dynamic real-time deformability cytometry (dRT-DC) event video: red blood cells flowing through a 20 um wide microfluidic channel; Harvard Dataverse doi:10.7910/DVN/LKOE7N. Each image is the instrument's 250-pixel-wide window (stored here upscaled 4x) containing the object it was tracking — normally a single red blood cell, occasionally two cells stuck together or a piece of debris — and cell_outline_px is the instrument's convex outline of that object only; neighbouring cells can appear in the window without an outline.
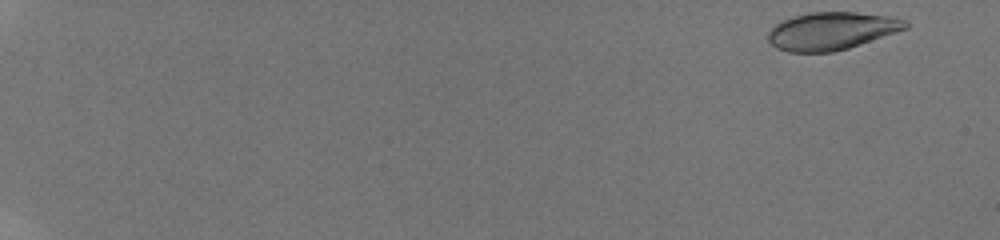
{"species": "human", "species_latin": "Homo sapiens", "temperature_condition": "room temperature", "stored_images_in_passage": 55, "camera_frame_rate_fps": 3000, "um_per_image_px": 0.085, "donor": {"sex": "male"}, "frame": {"image": 1, "passage_image": 2, "time_ms": 0.333, "image_size_px": [1000, 240], "cell_outline_px": [[908, 28], [848, 48], [832, 52], [788, 52], [776, 48], [768, 40], [768, 32], [776, 24], [792, 16], [808, 12], [856, 12], [892, 16], [908, 20]], "centroid_in_image_um": [70.7, 2.62], "position_along_channel_um": 14.3, "area_um2": 30.23}}
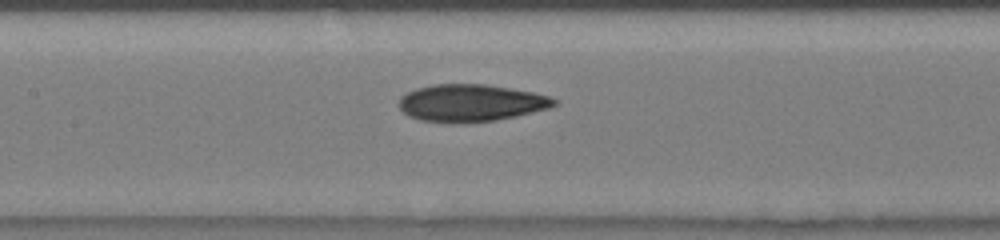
{"frame": {"image": 2, "passage_image": 30, "time_ms": 9.667, "image_size_px": [1000, 240], "cell_outline_px": [[560, 104], [548, 108], [516, 116], [496, 120], [420, 120], [408, 116], [400, 108], [400, 96], [416, 88], [432, 84], [484, 84], [532, 92], [548, 96], [556, 100]], "centroid_in_image_um": [40.04, 8.71], "position_along_channel_um": 167.4, "area_um2": 32.6}}
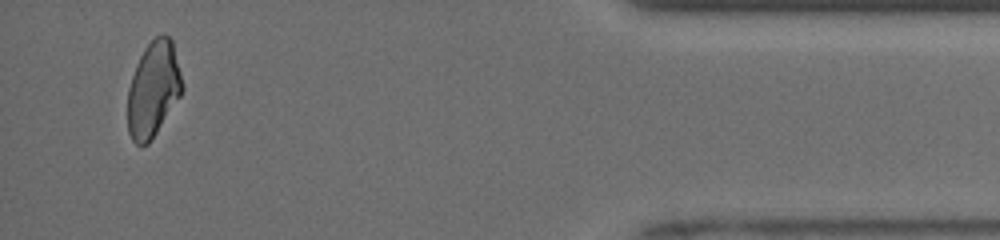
{"frame": {"image": 3, "passage_image": 53, "time_ms": 17.333, "image_size_px": [1000, 240], "cell_outline_px": [[184, 88], [180, 96], [148, 144], [136, 144], [132, 140], [128, 132], [128, 88], [136, 64], [144, 48], [156, 36], [164, 32], [172, 40], [184, 84]], "centroid_in_image_um": [13.04, 7.55], "position_along_channel_um": 422.2, "area_um2": 30.23}, "authors_computed_cell_mechanics": {"area_um2": 32.079, "velocity_mm_per_s": 3.9568, "shape_relaxation_time_tau1_ms": null, "shape_relaxation_time_tau2_ms": 3.4352, "deformation_change_tau1": null, "deformation_change_tau2": 0.0853}}